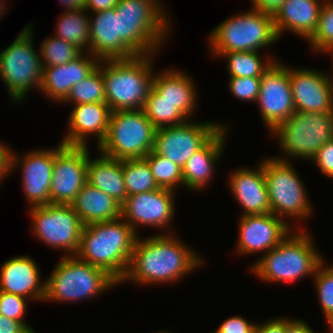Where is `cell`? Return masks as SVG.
Masks as SVG:
<instances>
[{"instance_id": "6da1fadb", "label": "cell", "mask_w": 333, "mask_h": 333, "mask_svg": "<svg viewBox=\"0 0 333 333\" xmlns=\"http://www.w3.org/2000/svg\"><path fill=\"white\" fill-rule=\"evenodd\" d=\"M170 236H169V235ZM153 235L136 239L129 268L123 282L133 280L138 284L171 283L202 265L200 256L191 251L178 237L170 234Z\"/></svg>"}, {"instance_id": "7a4b0ae2", "label": "cell", "mask_w": 333, "mask_h": 333, "mask_svg": "<svg viewBox=\"0 0 333 333\" xmlns=\"http://www.w3.org/2000/svg\"><path fill=\"white\" fill-rule=\"evenodd\" d=\"M119 217L83 226L75 256L102 268L120 284L129 268L138 233Z\"/></svg>"}, {"instance_id": "3957f363", "label": "cell", "mask_w": 333, "mask_h": 333, "mask_svg": "<svg viewBox=\"0 0 333 333\" xmlns=\"http://www.w3.org/2000/svg\"><path fill=\"white\" fill-rule=\"evenodd\" d=\"M152 55L99 61L111 111L143 109L153 88Z\"/></svg>"}, {"instance_id": "277c9868", "label": "cell", "mask_w": 333, "mask_h": 333, "mask_svg": "<svg viewBox=\"0 0 333 333\" xmlns=\"http://www.w3.org/2000/svg\"><path fill=\"white\" fill-rule=\"evenodd\" d=\"M314 246L306 232L290 233L274 249L262 255L252 271L269 282H293L305 275L313 276L323 261Z\"/></svg>"}, {"instance_id": "5b68a950", "label": "cell", "mask_w": 333, "mask_h": 333, "mask_svg": "<svg viewBox=\"0 0 333 333\" xmlns=\"http://www.w3.org/2000/svg\"><path fill=\"white\" fill-rule=\"evenodd\" d=\"M158 3L159 0H119L114 8L120 14L121 39L137 55L155 54L167 33H171L166 12Z\"/></svg>"}, {"instance_id": "8992f818", "label": "cell", "mask_w": 333, "mask_h": 333, "mask_svg": "<svg viewBox=\"0 0 333 333\" xmlns=\"http://www.w3.org/2000/svg\"><path fill=\"white\" fill-rule=\"evenodd\" d=\"M45 283L44 301L69 302L95 297L119 282L102 268L66 255Z\"/></svg>"}, {"instance_id": "52a82bcc", "label": "cell", "mask_w": 333, "mask_h": 333, "mask_svg": "<svg viewBox=\"0 0 333 333\" xmlns=\"http://www.w3.org/2000/svg\"><path fill=\"white\" fill-rule=\"evenodd\" d=\"M213 55L258 51L278 40L273 16L251 9L219 23L209 36Z\"/></svg>"}, {"instance_id": "ba28073f", "label": "cell", "mask_w": 333, "mask_h": 333, "mask_svg": "<svg viewBox=\"0 0 333 333\" xmlns=\"http://www.w3.org/2000/svg\"><path fill=\"white\" fill-rule=\"evenodd\" d=\"M155 131L142 109L111 111L106 137L97 148L119 160L144 158L153 150Z\"/></svg>"}, {"instance_id": "9c48e42d", "label": "cell", "mask_w": 333, "mask_h": 333, "mask_svg": "<svg viewBox=\"0 0 333 333\" xmlns=\"http://www.w3.org/2000/svg\"><path fill=\"white\" fill-rule=\"evenodd\" d=\"M287 157L313 159L323 145L333 140V111L324 113L295 111L273 131Z\"/></svg>"}, {"instance_id": "30bf717a", "label": "cell", "mask_w": 333, "mask_h": 333, "mask_svg": "<svg viewBox=\"0 0 333 333\" xmlns=\"http://www.w3.org/2000/svg\"><path fill=\"white\" fill-rule=\"evenodd\" d=\"M32 24L25 27L16 40L0 53V78L9 97L20 102L32 87L39 90L43 66L40 54L32 45Z\"/></svg>"}, {"instance_id": "8fae6325", "label": "cell", "mask_w": 333, "mask_h": 333, "mask_svg": "<svg viewBox=\"0 0 333 333\" xmlns=\"http://www.w3.org/2000/svg\"><path fill=\"white\" fill-rule=\"evenodd\" d=\"M264 174L271 213L282 219H305L312 212L303 182L293 165L278 158L264 160Z\"/></svg>"}, {"instance_id": "7c38bea8", "label": "cell", "mask_w": 333, "mask_h": 333, "mask_svg": "<svg viewBox=\"0 0 333 333\" xmlns=\"http://www.w3.org/2000/svg\"><path fill=\"white\" fill-rule=\"evenodd\" d=\"M32 232L46 245L75 256L80 243L81 223L71 205L47 204L30 208Z\"/></svg>"}, {"instance_id": "4fadbf2b", "label": "cell", "mask_w": 333, "mask_h": 333, "mask_svg": "<svg viewBox=\"0 0 333 333\" xmlns=\"http://www.w3.org/2000/svg\"><path fill=\"white\" fill-rule=\"evenodd\" d=\"M223 124L193 122L157 128L153 151L183 168L187 160L200 149Z\"/></svg>"}, {"instance_id": "5bb4252c", "label": "cell", "mask_w": 333, "mask_h": 333, "mask_svg": "<svg viewBox=\"0 0 333 333\" xmlns=\"http://www.w3.org/2000/svg\"><path fill=\"white\" fill-rule=\"evenodd\" d=\"M89 154L87 146L60 143L54 149L51 204L70 205L74 201L86 183Z\"/></svg>"}, {"instance_id": "9a60e30c", "label": "cell", "mask_w": 333, "mask_h": 333, "mask_svg": "<svg viewBox=\"0 0 333 333\" xmlns=\"http://www.w3.org/2000/svg\"><path fill=\"white\" fill-rule=\"evenodd\" d=\"M267 129L272 132L296 111L291 92L289 68L274 61L261 77L256 101Z\"/></svg>"}, {"instance_id": "2e32d148", "label": "cell", "mask_w": 333, "mask_h": 333, "mask_svg": "<svg viewBox=\"0 0 333 333\" xmlns=\"http://www.w3.org/2000/svg\"><path fill=\"white\" fill-rule=\"evenodd\" d=\"M174 192L166 188L127 196L121 205V217L137 232V225L168 227L174 217ZM171 220V221H170Z\"/></svg>"}, {"instance_id": "e0dca14e", "label": "cell", "mask_w": 333, "mask_h": 333, "mask_svg": "<svg viewBox=\"0 0 333 333\" xmlns=\"http://www.w3.org/2000/svg\"><path fill=\"white\" fill-rule=\"evenodd\" d=\"M237 250L240 254L267 253L291 232L290 224L273 213L242 215Z\"/></svg>"}, {"instance_id": "ac0fdd59", "label": "cell", "mask_w": 333, "mask_h": 333, "mask_svg": "<svg viewBox=\"0 0 333 333\" xmlns=\"http://www.w3.org/2000/svg\"><path fill=\"white\" fill-rule=\"evenodd\" d=\"M289 79L296 111H333V83L329 75L309 68H289Z\"/></svg>"}, {"instance_id": "d6986e66", "label": "cell", "mask_w": 333, "mask_h": 333, "mask_svg": "<svg viewBox=\"0 0 333 333\" xmlns=\"http://www.w3.org/2000/svg\"><path fill=\"white\" fill-rule=\"evenodd\" d=\"M20 161H19V160ZM20 164L23 190L31 207L51 204L50 187L53 174L54 149H39L17 158L13 154L12 169Z\"/></svg>"}, {"instance_id": "ffe728a7", "label": "cell", "mask_w": 333, "mask_h": 333, "mask_svg": "<svg viewBox=\"0 0 333 333\" xmlns=\"http://www.w3.org/2000/svg\"><path fill=\"white\" fill-rule=\"evenodd\" d=\"M90 18L89 52L99 60L129 59L138 56L122 39L120 14L115 9L93 12Z\"/></svg>"}, {"instance_id": "44dd1931", "label": "cell", "mask_w": 333, "mask_h": 333, "mask_svg": "<svg viewBox=\"0 0 333 333\" xmlns=\"http://www.w3.org/2000/svg\"><path fill=\"white\" fill-rule=\"evenodd\" d=\"M36 264L27 255L16 256L4 262L0 269V291L44 300L46 283L40 280V268Z\"/></svg>"}, {"instance_id": "7402d4cb", "label": "cell", "mask_w": 333, "mask_h": 333, "mask_svg": "<svg viewBox=\"0 0 333 333\" xmlns=\"http://www.w3.org/2000/svg\"><path fill=\"white\" fill-rule=\"evenodd\" d=\"M111 109L107 103L77 104L69 117V133L61 143L67 146H87V137L94 134L97 146L105 139Z\"/></svg>"}, {"instance_id": "603a6c76", "label": "cell", "mask_w": 333, "mask_h": 333, "mask_svg": "<svg viewBox=\"0 0 333 333\" xmlns=\"http://www.w3.org/2000/svg\"><path fill=\"white\" fill-rule=\"evenodd\" d=\"M83 55L82 53L76 59L60 66L43 67L41 92L56 102L64 101L72 86L88 77L98 67L100 60L97 57L90 53L88 57Z\"/></svg>"}, {"instance_id": "cb8c5ba5", "label": "cell", "mask_w": 333, "mask_h": 333, "mask_svg": "<svg viewBox=\"0 0 333 333\" xmlns=\"http://www.w3.org/2000/svg\"><path fill=\"white\" fill-rule=\"evenodd\" d=\"M230 190L244 209L243 215L271 212L264 174V160L258 169L240 168L230 176Z\"/></svg>"}, {"instance_id": "d4e9b609", "label": "cell", "mask_w": 333, "mask_h": 333, "mask_svg": "<svg viewBox=\"0 0 333 333\" xmlns=\"http://www.w3.org/2000/svg\"><path fill=\"white\" fill-rule=\"evenodd\" d=\"M319 0H285L273 16L274 27L278 38L282 32L293 31L307 40L316 30L319 14L323 4Z\"/></svg>"}, {"instance_id": "484cf974", "label": "cell", "mask_w": 333, "mask_h": 333, "mask_svg": "<svg viewBox=\"0 0 333 333\" xmlns=\"http://www.w3.org/2000/svg\"><path fill=\"white\" fill-rule=\"evenodd\" d=\"M226 125H223L200 149H198L182 168L183 186L190 190H200L211 179L216 161L224 149Z\"/></svg>"}, {"instance_id": "4316f807", "label": "cell", "mask_w": 333, "mask_h": 333, "mask_svg": "<svg viewBox=\"0 0 333 333\" xmlns=\"http://www.w3.org/2000/svg\"><path fill=\"white\" fill-rule=\"evenodd\" d=\"M83 226L121 217V204L104 191L85 183L70 204Z\"/></svg>"}, {"instance_id": "83f0119b", "label": "cell", "mask_w": 333, "mask_h": 333, "mask_svg": "<svg viewBox=\"0 0 333 333\" xmlns=\"http://www.w3.org/2000/svg\"><path fill=\"white\" fill-rule=\"evenodd\" d=\"M153 89L163 100L173 104L187 119L196 109V87L194 88L192 79L182 71L169 69L155 73Z\"/></svg>"}, {"instance_id": "f1b7e54d", "label": "cell", "mask_w": 333, "mask_h": 333, "mask_svg": "<svg viewBox=\"0 0 333 333\" xmlns=\"http://www.w3.org/2000/svg\"><path fill=\"white\" fill-rule=\"evenodd\" d=\"M86 183L104 191L121 205L127 198L122 172V160L100 153V157L90 159L87 163Z\"/></svg>"}, {"instance_id": "f546056e", "label": "cell", "mask_w": 333, "mask_h": 333, "mask_svg": "<svg viewBox=\"0 0 333 333\" xmlns=\"http://www.w3.org/2000/svg\"><path fill=\"white\" fill-rule=\"evenodd\" d=\"M85 11V9L66 11L59 17L55 32L56 37L76 46L83 53L85 46L88 45L87 51L90 47V19L86 17Z\"/></svg>"}, {"instance_id": "4dcf8cb0", "label": "cell", "mask_w": 333, "mask_h": 333, "mask_svg": "<svg viewBox=\"0 0 333 333\" xmlns=\"http://www.w3.org/2000/svg\"><path fill=\"white\" fill-rule=\"evenodd\" d=\"M122 172L127 196L160 188L144 158L122 160Z\"/></svg>"}, {"instance_id": "1f68e13d", "label": "cell", "mask_w": 333, "mask_h": 333, "mask_svg": "<svg viewBox=\"0 0 333 333\" xmlns=\"http://www.w3.org/2000/svg\"><path fill=\"white\" fill-rule=\"evenodd\" d=\"M259 51L228 52L221 56L228 59V73L230 77H262L264 72L275 61L269 57L264 62L258 55Z\"/></svg>"}, {"instance_id": "d6a6232c", "label": "cell", "mask_w": 333, "mask_h": 333, "mask_svg": "<svg viewBox=\"0 0 333 333\" xmlns=\"http://www.w3.org/2000/svg\"><path fill=\"white\" fill-rule=\"evenodd\" d=\"M142 110L156 129L180 125L187 121V118L173 104L163 100L153 88Z\"/></svg>"}, {"instance_id": "836d02e7", "label": "cell", "mask_w": 333, "mask_h": 333, "mask_svg": "<svg viewBox=\"0 0 333 333\" xmlns=\"http://www.w3.org/2000/svg\"><path fill=\"white\" fill-rule=\"evenodd\" d=\"M63 102L77 104L106 103L104 80L98 66L88 77L74 84Z\"/></svg>"}, {"instance_id": "e575fe53", "label": "cell", "mask_w": 333, "mask_h": 333, "mask_svg": "<svg viewBox=\"0 0 333 333\" xmlns=\"http://www.w3.org/2000/svg\"><path fill=\"white\" fill-rule=\"evenodd\" d=\"M43 67L60 66L79 57L83 52L63 39L52 36L42 42L40 50Z\"/></svg>"}, {"instance_id": "d590c367", "label": "cell", "mask_w": 333, "mask_h": 333, "mask_svg": "<svg viewBox=\"0 0 333 333\" xmlns=\"http://www.w3.org/2000/svg\"><path fill=\"white\" fill-rule=\"evenodd\" d=\"M144 159L148 162L155 182L160 188L174 190L183 184L182 168L153 150Z\"/></svg>"}, {"instance_id": "8d00e7d4", "label": "cell", "mask_w": 333, "mask_h": 333, "mask_svg": "<svg viewBox=\"0 0 333 333\" xmlns=\"http://www.w3.org/2000/svg\"><path fill=\"white\" fill-rule=\"evenodd\" d=\"M318 24L313 35L308 39L315 51H333V0H322Z\"/></svg>"}, {"instance_id": "74e56055", "label": "cell", "mask_w": 333, "mask_h": 333, "mask_svg": "<svg viewBox=\"0 0 333 333\" xmlns=\"http://www.w3.org/2000/svg\"><path fill=\"white\" fill-rule=\"evenodd\" d=\"M324 260L318 266L314 281L321 304L322 312L327 322L333 321V267H325Z\"/></svg>"}, {"instance_id": "f35d334b", "label": "cell", "mask_w": 333, "mask_h": 333, "mask_svg": "<svg viewBox=\"0 0 333 333\" xmlns=\"http://www.w3.org/2000/svg\"><path fill=\"white\" fill-rule=\"evenodd\" d=\"M261 77H230L229 89L238 99L257 101L260 91Z\"/></svg>"}, {"instance_id": "ab89813d", "label": "cell", "mask_w": 333, "mask_h": 333, "mask_svg": "<svg viewBox=\"0 0 333 333\" xmlns=\"http://www.w3.org/2000/svg\"><path fill=\"white\" fill-rule=\"evenodd\" d=\"M26 303L24 297L0 291V315L23 323L30 330V325L23 321Z\"/></svg>"}, {"instance_id": "60d3db41", "label": "cell", "mask_w": 333, "mask_h": 333, "mask_svg": "<svg viewBox=\"0 0 333 333\" xmlns=\"http://www.w3.org/2000/svg\"><path fill=\"white\" fill-rule=\"evenodd\" d=\"M214 333H256V324L249 323L241 316L224 320Z\"/></svg>"}, {"instance_id": "b9f144b4", "label": "cell", "mask_w": 333, "mask_h": 333, "mask_svg": "<svg viewBox=\"0 0 333 333\" xmlns=\"http://www.w3.org/2000/svg\"><path fill=\"white\" fill-rule=\"evenodd\" d=\"M312 161L317 164L322 173L333 179V140L325 143Z\"/></svg>"}, {"instance_id": "7bdbcfd3", "label": "cell", "mask_w": 333, "mask_h": 333, "mask_svg": "<svg viewBox=\"0 0 333 333\" xmlns=\"http://www.w3.org/2000/svg\"><path fill=\"white\" fill-rule=\"evenodd\" d=\"M13 151L8 149V147L2 143H0V181L5 176H8V173L12 172V159H13Z\"/></svg>"}, {"instance_id": "ee69618b", "label": "cell", "mask_w": 333, "mask_h": 333, "mask_svg": "<svg viewBox=\"0 0 333 333\" xmlns=\"http://www.w3.org/2000/svg\"><path fill=\"white\" fill-rule=\"evenodd\" d=\"M286 318H275L260 325H256V333H285Z\"/></svg>"}, {"instance_id": "f6af8a7d", "label": "cell", "mask_w": 333, "mask_h": 333, "mask_svg": "<svg viewBox=\"0 0 333 333\" xmlns=\"http://www.w3.org/2000/svg\"><path fill=\"white\" fill-rule=\"evenodd\" d=\"M285 0H252L253 10L274 16Z\"/></svg>"}, {"instance_id": "bcb514c9", "label": "cell", "mask_w": 333, "mask_h": 333, "mask_svg": "<svg viewBox=\"0 0 333 333\" xmlns=\"http://www.w3.org/2000/svg\"><path fill=\"white\" fill-rule=\"evenodd\" d=\"M29 329L21 322L0 315V333H26Z\"/></svg>"}, {"instance_id": "7dc6e473", "label": "cell", "mask_w": 333, "mask_h": 333, "mask_svg": "<svg viewBox=\"0 0 333 333\" xmlns=\"http://www.w3.org/2000/svg\"><path fill=\"white\" fill-rule=\"evenodd\" d=\"M119 0H86L85 10L91 12H99L108 9H114Z\"/></svg>"}, {"instance_id": "c3c4849f", "label": "cell", "mask_w": 333, "mask_h": 333, "mask_svg": "<svg viewBox=\"0 0 333 333\" xmlns=\"http://www.w3.org/2000/svg\"><path fill=\"white\" fill-rule=\"evenodd\" d=\"M285 333H316L311 327L305 322L294 319H286V331Z\"/></svg>"}, {"instance_id": "681fc988", "label": "cell", "mask_w": 333, "mask_h": 333, "mask_svg": "<svg viewBox=\"0 0 333 333\" xmlns=\"http://www.w3.org/2000/svg\"><path fill=\"white\" fill-rule=\"evenodd\" d=\"M59 1H61L63 6L66 7V11L85 9L86 0H59Z\"/></svg>"}, {"instance_id": "f907efd6", "label": "cell", "mask_w": 333, "mask_h": 333, "mask_svg": "<svg viewBox=\"0 0 333 333\" xmlns=\"http://www.w3.org/2000/svg\"><path fill=\"white\" fill-rule=\"evenodd\" d=\"M3 1H1L0 0V14H3V11H5L6 10V6H4L5 4L4 3H2Z\"/></svg>"}, {"instance_id": "816d5d0a", "label": "cell", "mask_w": 333, "mask_h": 333, "mask_svg": "<svg viewBox=\"0 0 333 333\" xmlns=\"http://www.w3.org/2000/svg\"><path fill=\"white\" fill-rule=\"evenodd\" d=\"M328 327L330 328L329 330H331L330 333H333V321L328 322Z\"/></svg>"}, {"instance_id": "f5cc1de1", "label": "cell", "mask_w": 333, "mask_h": 333, "mask_svg": "<svg viewBox=\"0 0 333 333\" xmlns=\"http://www.w3.org/2000/svg\"><path fill=\"white\" fill-rule=\"evenodd\" d=\"M26 333H35L34 330L30 329L28 332Z\"/></svg>"}, {"instance_id": "db71d44e", "label": "cell", "mask_w": 333, "mask_h": 333, "mask_svg": "<svg viewBox=\"0 0 333 333\" xmlns=\"http://www.w3.org/2000/svg\"><path fill=\"white\" fill-rule=\"evenodd\" d=\"M331 53H332V60H333V51H331ZM332 76V83H333V75H331Z\"/></svg>"}]
</instances>
